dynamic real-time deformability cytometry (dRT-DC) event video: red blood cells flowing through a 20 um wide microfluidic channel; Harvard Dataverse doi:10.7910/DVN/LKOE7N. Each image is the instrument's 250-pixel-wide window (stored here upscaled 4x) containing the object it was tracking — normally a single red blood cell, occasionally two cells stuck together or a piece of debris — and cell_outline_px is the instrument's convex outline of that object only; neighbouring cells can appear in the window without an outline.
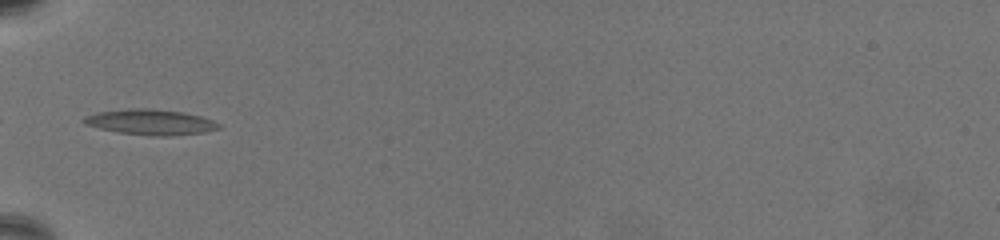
{"species": "common noctule bat (a hibernating species)", "species_latin": "Nyctalus noctula", "temperature_condition": "warm", "stored_images_in_passage": 41, "camera_frame_rate_fps": 3000, "um_per_image_px": 0.085, "animal": {"sex": "female", "body_mass_g": 19.5, "forearm_length_mm": 54.1}, "frame": {"image": 1, "passage_image": 1, "time_ms": 0.0, "image_size_px": [1000, 240], "cell_outline_px": [[220, 128], [204, 132], [172, 136], [148, 136], [116, 132], [84, 124], [84, 116], [96, 112], [132, 108], [148, 108], [180, 112], [200, 116], [212, 120], [220, 124]], "centroid_in_image_um": [12.78, 10.39], "position_along_channel_um": 72.2, "area_um2": 20.0}}
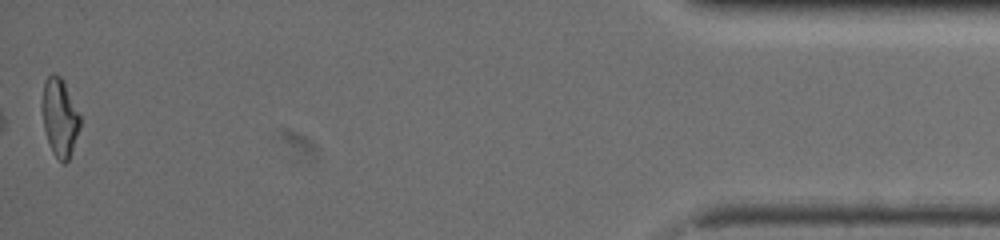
{"frame": {"image": 2, "passage_image": 41, "time_ms": 13.333, "image_size_px": [1000, 240], "cell_outline_px": [[80, 128], [68, 160], [64, 164], [52, 152], [44, 128], [44, 80], [52, 72], [60, 76], [64, 80], [80, 116]], "centroid_in_image_um": [5.11, 9.96], "position_along_channel_um": 430.1, "area_um2": 16.7}, "authors_computed_cell_mechanics": {"area_um2": 17.7446, "velocity_mm_per_s": 3.2727, "shape_relaxation_time_tau1_ms": null, "shape_relaxation_time_tau2_ms": 2.4979, "deformation_change_tau1": null, "deformation_change_tau2": 0.1022}}